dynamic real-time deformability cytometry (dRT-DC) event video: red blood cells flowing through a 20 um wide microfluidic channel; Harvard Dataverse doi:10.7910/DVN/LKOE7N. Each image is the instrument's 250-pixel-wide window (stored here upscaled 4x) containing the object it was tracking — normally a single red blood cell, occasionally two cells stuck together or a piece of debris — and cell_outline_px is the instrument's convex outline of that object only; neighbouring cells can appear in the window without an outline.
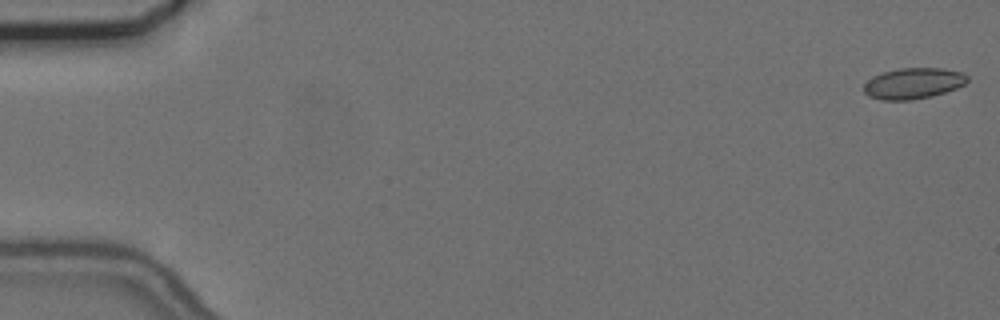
{"species": "common noctule bat (a hibernating species)", "species_latin": "Nyctalus noctula", "temperature_condition": "cold", "stored_images_in_passage": 56, "camera_frame_rate_fps": 3000, "um_per_image_px": 0.085, "animal": {"sex": "female", "body_mass_g": 24.6, "forearm_length_mm": 56.2}, "frame": {"image": 1, "passage_image": 1, "time_ms": 0.0, "image_size_px": [1000, 320], "cell_outline_px": [[968, 80], [964, 84], [956, 88], [932, 96], [912, 100], [880, 100], [868, 96], [864, 92], [864, 84], [872, 76], [884, 72], [900, 68], [944, 68], [964, 72], [968, 76]], "centroid_in_image_um": [77.63, 7.08], "position_along_channel_um": 7.4, "area_um2": 18.79}}
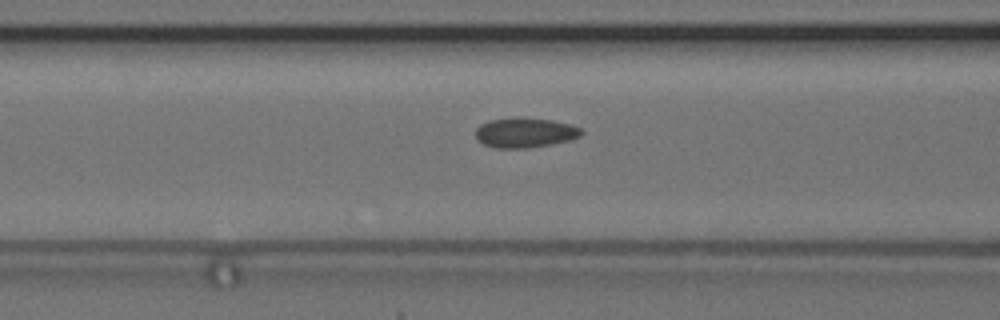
{"frame": {"image": 2, "passage_image": 23, "time_ms": 7.333, "image_size_px": [1000, 320], "cell_outline_px": [[584, 132], [580, 136], [572, 140], [552, 144], [528, 148], [496, 148], [484, 144], [476, 140], [476, 128], [480, 124], [488, 120], [516, 116], [520, 116], [552, 120], [568, 124], [580, 128]], "centroid_in_image_um": [44.6, 11.26], "position_along_channel_um": 122.0, "area_um2": 18.79}}
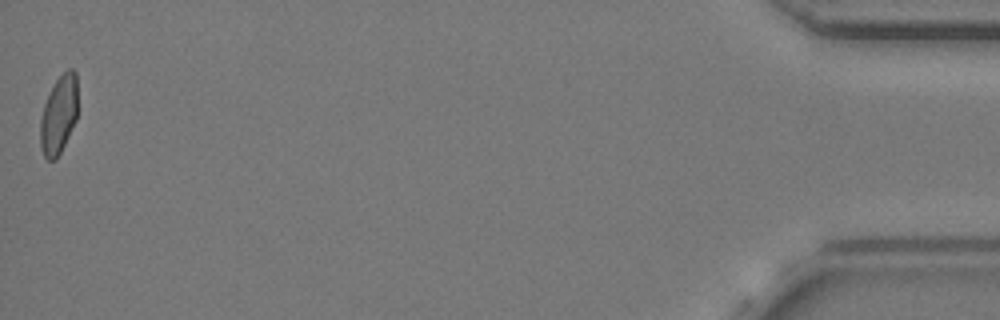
{"frame": {"image": 3, "passage_image": 56, "time_ms": 18.333, "image_size_px": [1000, 320], "cell_outline_px": [[76, 120], [56, 160], [48, 160], [44, 156], [40, 148], [40, 120], [44, 104], [56, 80], [68, 68], [72, 68], [76, 72]], "centroid_in_image_um": [4.98, 9.77], "position_along_channel_um": 430.2, "area_um2": 16.82}, "authors_computed_cell_mechanics": {"area_um2": 18.0336, "velocity_mm_per_s": 3.6692, "shape_relaxation_time_tau1_ms": 5.8204, "shape_relaxation_time_tau2_ms": 2.9536, "deformation_change_tau1": 0.0845, "deformation_change_tau2": 0.0676}}